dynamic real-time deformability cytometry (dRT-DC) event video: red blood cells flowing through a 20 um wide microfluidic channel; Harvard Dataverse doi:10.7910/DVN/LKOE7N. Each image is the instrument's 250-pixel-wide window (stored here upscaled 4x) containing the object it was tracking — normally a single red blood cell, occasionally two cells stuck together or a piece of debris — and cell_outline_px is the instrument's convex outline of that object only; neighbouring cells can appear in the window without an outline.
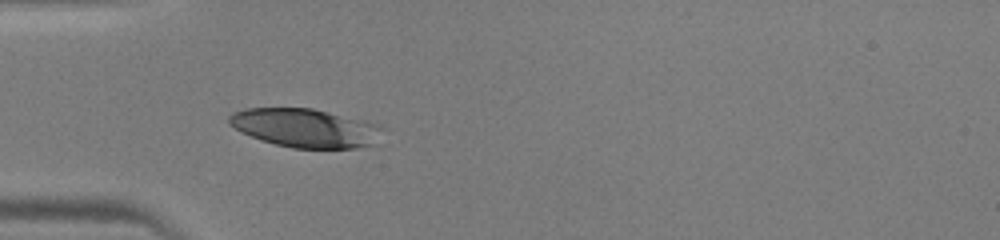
{"species": "human", "species_latin": "Homo sapiens", "temperature_condition": "warm", "stored_images_in_passage": 33, "camera_frame_rate_fps": 3000, "um_per_image_px": 0.085, "donor": {"sex": "male"}, "frame": {"image": 1, "passage_image": 1, "time_ms": 0.0, "image_size_px": [1000, 240], "cell_outline_px": [[388, 128], [380, 144], [356, 148], [292, 148], [260, 140], [228, 124], [228, 116], [232, 112], [244, 108], [312, 108], [364, 120], [380, 124]], "centroid_in_image_um": [26.09, 10.88], "position_along_channel_um": 58.9, "area_um2": 35.32}}
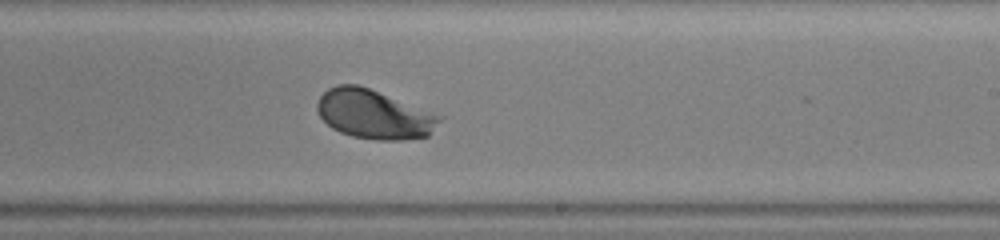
{"frame": {"image": 2, "passage_image": 15, "time_ms": 4.667, "image_size_px": [1000, 240], "cell_outline_px": [[448, 116], [428, 136], [404, 140], [376, 140], [352, 136], [340, 132], [332, 128], [320, 116], [316, 108], [316, 104], [320, 96], [328, 88], [336, 84], [356, 84], [368, 88]], "centroid_in_image_um": [31.87, 9.71], "position_along_channel_um": 257.1, "area_um2": 35.6}}
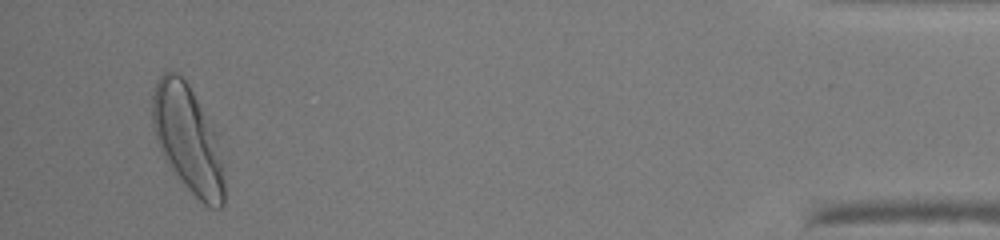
{"frame": {"image": 3, "passage_image": 31, "time_ms": 10.0, "image_size_px": [1000, 240], "cell_outline_px": [[224, 204], [220, 208], [208, 208], [172, 172], [160, 148], [152, 124], [152, 96], [156, 84], [160, 76], [168, 68], [180, 72], [188, 84], [216, 136], [224, 180]], "centroid_in_image_um": [15.93, 11.8], "position_along_channel_um": 419.3, "area_um2": 44.1}}